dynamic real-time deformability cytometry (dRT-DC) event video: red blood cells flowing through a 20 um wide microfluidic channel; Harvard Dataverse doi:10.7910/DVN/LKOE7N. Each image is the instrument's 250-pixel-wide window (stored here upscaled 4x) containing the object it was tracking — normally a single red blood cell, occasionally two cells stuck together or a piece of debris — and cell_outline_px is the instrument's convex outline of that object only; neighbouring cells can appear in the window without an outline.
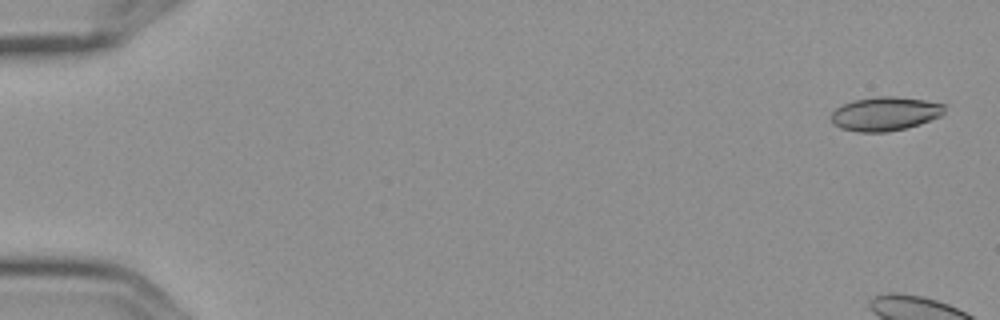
{"species": "Egyptian fruit bat (a non-hibernating species)", "species_latin": "Rousettus aegyptiacus", "temperature_condition": "cold", "stored_images_in_passage": 6, "camera_frame_rate_fps": 3000, "um_per_image_px": 0.085, "frame": {"image": 1, "passage_image": 1, "time_ms": 0.0, "image_size_px": [1000, 320], "cell_outline_px": [[944, 112], [940, 116], [920, 124], [888, 132], [860, 132], [840, 128], [832, 124], [832, 112], [836, 108], [852, 100], [876, 96], [896, 96], [924, 100], [944, 104]], "centroid_in_image_um": [75.21, 9.66], "position_along_channel_um": 9.8, "area_um2": 22.37}}